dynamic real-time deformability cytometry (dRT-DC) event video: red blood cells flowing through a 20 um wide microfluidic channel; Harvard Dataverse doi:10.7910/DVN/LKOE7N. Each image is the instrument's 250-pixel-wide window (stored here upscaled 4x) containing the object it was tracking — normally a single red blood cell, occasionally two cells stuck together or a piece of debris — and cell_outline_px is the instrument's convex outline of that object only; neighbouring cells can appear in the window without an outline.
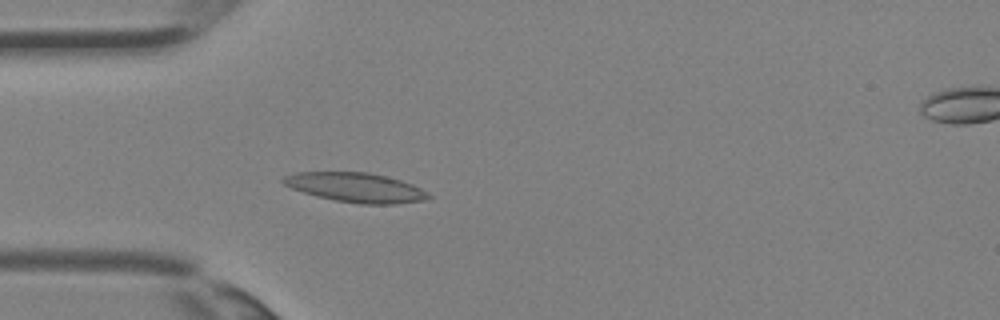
{"species": "Egyptian fruit bat (a non-hibernating species)", "species_latin": "Rousettus aegyptiacus", "temperature_condition": "room temperature", "stored_images_in_passage": 36, "camera_frame_rate_fps": 3000, "um_per_image_px": 0.085, "animal": {"sex": "female"}, "frame": {"image": 1, "passage_image": 10, "time_ms": 3.0, "image_size_px": [1000, 320], "cell_outline_px": [[432, 196], [428, 200], [396, 204], [360, 204], [336, 200], [316, 196], [292, 188], [284, 184], [280, 180], [284, 176], [296, 172], [368, 172], [400, 180], [412, 184], [428, 192]], "centroid_in_image_um": [30.27, 15.94], "position_along_channel_um": 54.7, "area_um2": 24.91}}
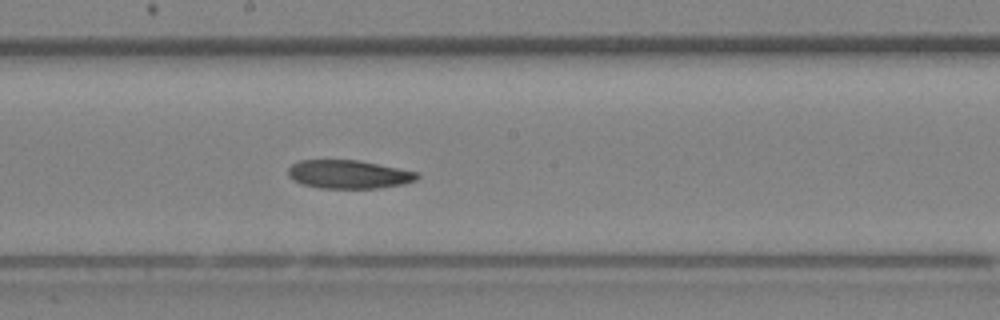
{"frame": {"image": 2, "passage_image": 19, "time_ms": 6.0, "image_size_px": [1000, 320], "cell_outline_px": [[420, 176], [416, 180], [404, 184], [380, 188], [320, 188], [304, 184], [288, 176], [288, 168], [292, 164], [300, 160], [356, 160], [416, 172]], "centroid_in_image_um": [29.63, 14.82], "position_along_channel_um": 218.6, "area_um2": 21.1}}
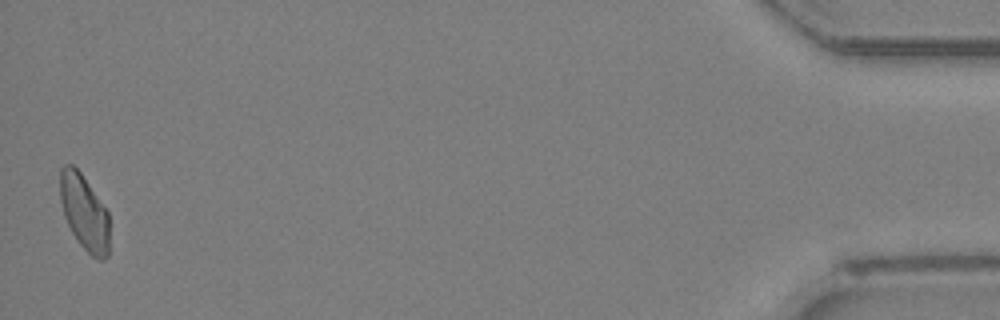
{"frame": {"image": 3, "passage_image": 35, "time_ms": 11.333, "image_size_px": [1000, 320], "cell_outline_px": [[108, 256], [104, 260], [100, 260], [92, 256], [80, 244], [72, 232], [64, 216], [60, 200], [60, 168], [64, 164], [72, 164], [80, 172], [108, 212]], "centroid_in_image_um": [7.15, 18.04], "position_along_channel_um": 428.1, "area_um2": 21.44}}